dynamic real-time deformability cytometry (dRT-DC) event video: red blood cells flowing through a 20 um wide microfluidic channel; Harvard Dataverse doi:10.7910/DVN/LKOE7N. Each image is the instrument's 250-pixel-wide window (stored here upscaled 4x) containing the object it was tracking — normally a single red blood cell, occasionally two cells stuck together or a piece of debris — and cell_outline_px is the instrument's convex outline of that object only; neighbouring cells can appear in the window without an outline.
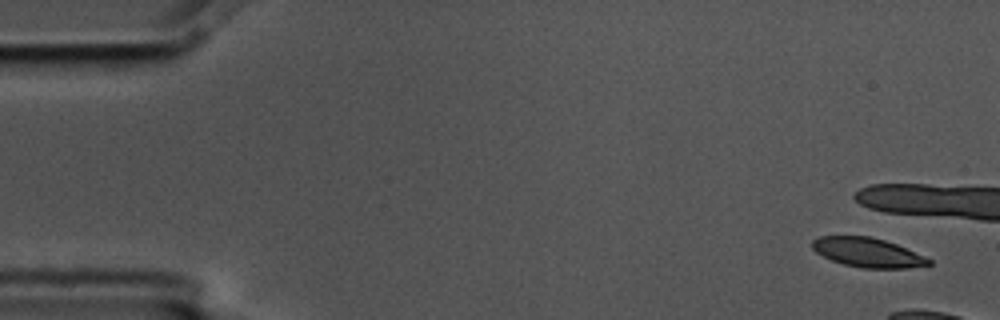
{"species": "common noctule bat (a hibernating species)", "species_latin": "Nyctalus noctula", "temperature_condition": "cold", "stored_images_in_passage": 6, "camera_frame_rate_fps": 3000, "um_per_image_px": 0.085, "animal": {"sex": "male", "body_mass_g": 17.5, "forearm_length_mm": 52.3}, "frame": {"image": 1, "passage_image": 1, "time_ms": 0.0, "image_size_px": [1000, 320], "cell_outline_px": [[932, 264], [908, 268], [864, 268], [844, 264], [832, 260], [816, 252], [812, 248], [812, 240], [820, 236], [872, 236], [896, 244], [924, 256], [932, 260]], "centroid_in_image_um": [73.75, 21.46], "position_along_channel_um": 11.2, "area_um2": 19.77}}